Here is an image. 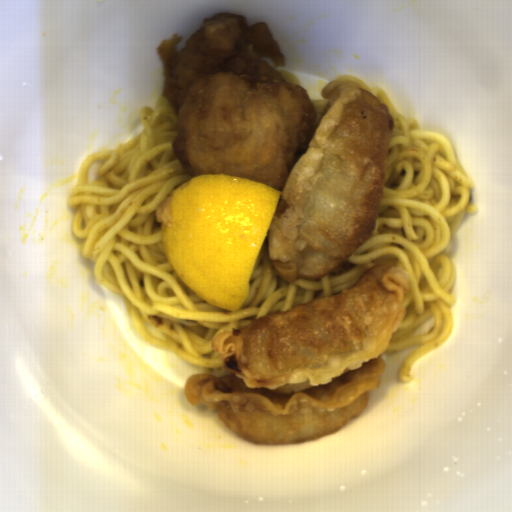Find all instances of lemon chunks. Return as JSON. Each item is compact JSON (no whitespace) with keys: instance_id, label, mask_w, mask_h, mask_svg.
I'll list each match as a JSON object with an SVG mask.
<instances>
[{"instance_id":"lemon-chunks-1","label":"lemon chunks","mask_w":512,"mask_h":512,"mask_svg":"<svg viewBox=\"0 0 512 512\" xmlns=\"http://www.w3.org/2000/svg\"><path fill=\"white\" fill-rule=\"evenodd\" d=\"M282 191L223 174L195 176L155 209L171 267L201 299L230 312L249 296Z\"/></svg>"}]
</instances>
